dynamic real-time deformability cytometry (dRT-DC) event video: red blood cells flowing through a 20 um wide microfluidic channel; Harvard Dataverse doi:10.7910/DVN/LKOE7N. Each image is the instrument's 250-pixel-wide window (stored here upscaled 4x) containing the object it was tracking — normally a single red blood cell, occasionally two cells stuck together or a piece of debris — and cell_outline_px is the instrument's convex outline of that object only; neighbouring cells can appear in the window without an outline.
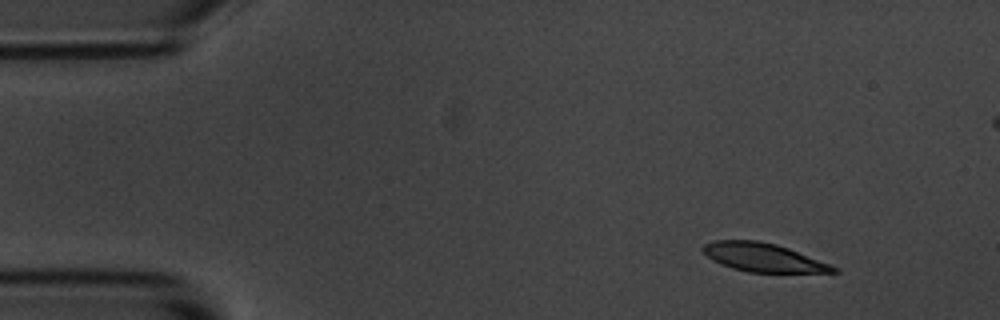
{"species": "common noctule bat (a hibernating species)", "species_latin": "Nyctalus noctula", "temperature_condition": "room temperature", "stored_images_in_passage": 6, "camera_frame_rate_fps": 3000, "um_per_image_px": 0.085, "animal": {"sex": "male", "body_mass_g": 20.1, "forearm_length_mm": 53.5}, "frame": {"image": 1, "passage_image": 1, "time_ms": 0.0, "image_size_px": [1000, 320], "cell_outline_px": [[840, 272], [748, 272], [732, 268], [720, 264], [712, 260], [700, 248], [704, 244], [712, 240], [756, 240], [776, 244], [788, 248], [840, 268]], "centroid_in_image_um": [64.84, 21.87], "position_along_channel_um": 20.2, "area_um2": 21.62}}
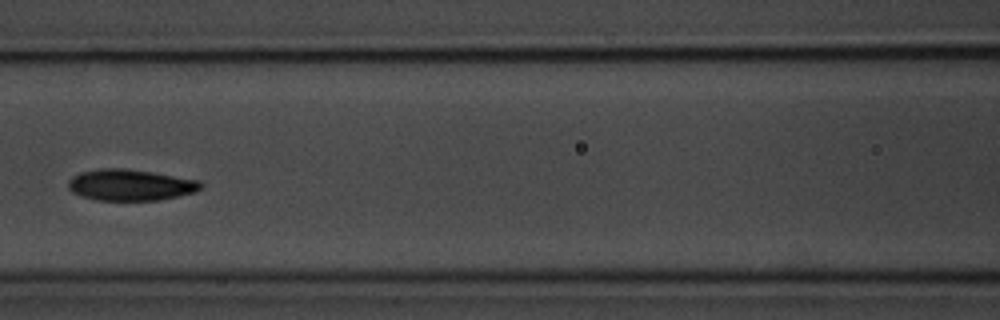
{"frame": {"image": 2, "passage_image": 6, "time_ms": 6.0, "image_size_px": [1000, 320], "cell_outline_px": [[204, 188], [196, 192], [156, 200], [96, 200], [80, 196], [72, 192], [68, 188], [68, 180], [72, 176], [80, 172], [100, 168], [124, 168], [152, 172], [200, 180], [204, 184]], "centroid_in_image_um": [11.08, 15.71], "position_along_channel_um": 155.5, "area_um2": 24.33}}